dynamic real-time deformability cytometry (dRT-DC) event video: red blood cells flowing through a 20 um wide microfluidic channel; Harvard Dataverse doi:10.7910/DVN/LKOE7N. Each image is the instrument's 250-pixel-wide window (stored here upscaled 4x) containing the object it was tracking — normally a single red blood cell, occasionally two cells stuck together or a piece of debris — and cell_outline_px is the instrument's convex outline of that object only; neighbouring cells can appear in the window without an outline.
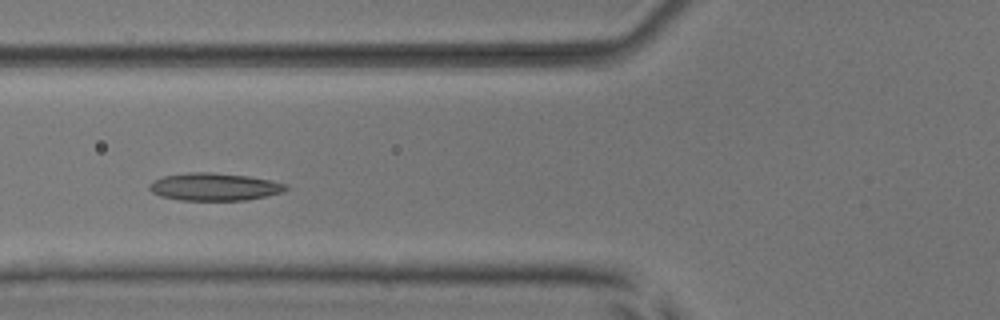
{"species": "common noctule bat (a hibernating species)", "species_latin": "Nyctalus noctula", "temperature_condition": "room temperature", "stored_images_in_passage": 6, "camera_frame_rate_fps": 3000, "um_per_image_px": 0.085, "animal": {"sex": "male", "body_mass_g": 17.9, "forearm_length_mm": 54.2}, "frame": {"image": 1, "passage_image": 5, "time_ms": 4.667, "image_size_px": [1000, 320], "cell_outline_px": [[288, 188], [284, 192], [268, 196], [248, 200], [180, 200], [160, 196], [152, 192], [148, 188], [148, 184], [152, 180], [164, 176], [188, 172], [212, 172], [248, 176], [272, 180], [288, 184]], "centroid_in_image_um": [18.24, 15.88], "position_along_channel_um": 107.6, "area_um2": 22.25}}
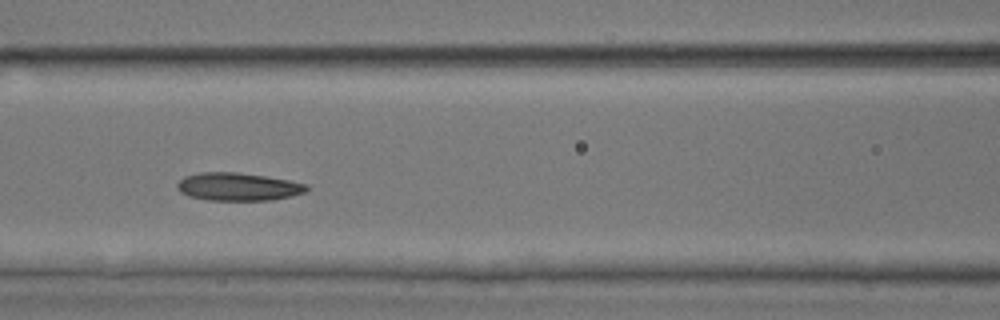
{"frame": {"image": 2, "passage_image": 6, "time_ms": 5.667, "image_size_px": [1000, 320], "cell_outline_px": [[308, 188], [304, 192], [272, 200], [208, 200], [188, 196], [180, 192], [176, 188], [176, 184], [184, 176], [200, 172], [236, 172], [264, 176], [288, 180], [308, 184]], "centroid_in_image_um": [20.18, 15.87], "position_along_channel_um": 146.4, "area_um2": 20.98}}